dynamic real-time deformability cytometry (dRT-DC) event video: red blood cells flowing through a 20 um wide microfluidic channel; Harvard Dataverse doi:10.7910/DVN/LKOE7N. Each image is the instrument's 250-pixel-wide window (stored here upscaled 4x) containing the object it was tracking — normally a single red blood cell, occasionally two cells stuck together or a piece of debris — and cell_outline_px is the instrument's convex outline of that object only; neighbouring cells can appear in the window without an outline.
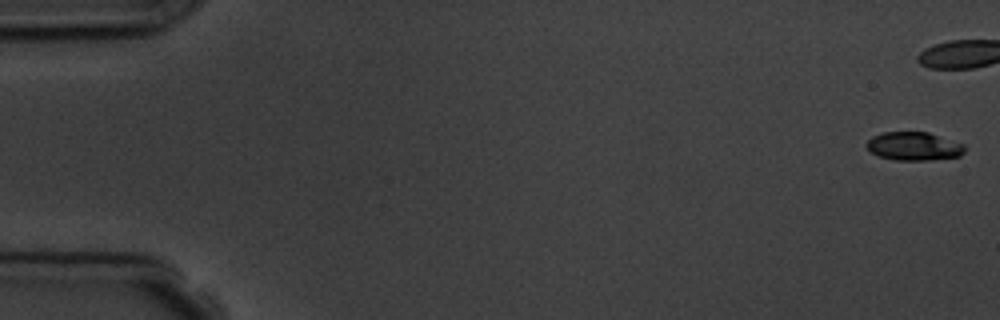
{"species": "common noctule bat (a hibernating species)", "species_latin": "Nyctalus noctula", "temperature_condition": "room temperature", "stored_images_in_passage": 7, "camera_frame_rate_fps": 3000, "um_per_image_px": 0.085, "animal": {"sex": "male", "body_mass_g": 19.5, "forearm_length_mm": 54.6}, "frame": {"image": 1, "passage_image": 1, "time_ms": 0.0, "image_size_px": [1000, 320], "cell_outline_px": [[964, 152], [960, 156], [928, 160], [896, 160], [880, 156], [872, 152], [864, 144], [872, 136], [884, 132], [928, 132], [964, 144]], "centroid_in_image_um": [77.67, 12.42], "position_along_channel_um": 7.3, "area_um2": 16.13}}